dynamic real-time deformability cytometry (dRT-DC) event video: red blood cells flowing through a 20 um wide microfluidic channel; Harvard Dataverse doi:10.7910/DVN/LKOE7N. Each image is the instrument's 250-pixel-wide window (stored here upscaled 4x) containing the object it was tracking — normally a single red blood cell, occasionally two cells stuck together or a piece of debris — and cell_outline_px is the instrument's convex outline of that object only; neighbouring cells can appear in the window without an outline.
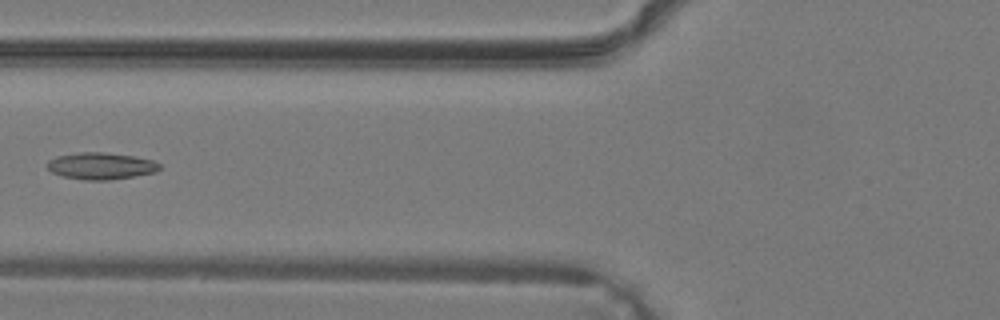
{"species": "common noctule bat (a hibernating species)", "species_latin": "Nyctalus noctula", "temperature_condition": "warm", "stored_images_in_passage": 35, "camera_frame_rate_fps": 3000, "um_per_image_px": 0.085, "animal": {"sex": "male", "body_mass_g": 19.2, "forearm_length_mm": 51.8}, "frame": {"image": 1, "passage_image": 12, "time_ms": 3.667, "image_size_px": [1000, 320], "cell_outline_px": [[160, 168], [156, 172], [108, 180], [84, 180], [64, 176], [52, 172], [48, 168], [48, 160], [56, 156], [80, 152], [104, 152], [132, 156], [152, 160], [160, 164]], "centroid_in_image_um": [8.57, 14.1], "position_along_channel_um": 117.2, "area_um2": 17.34}}
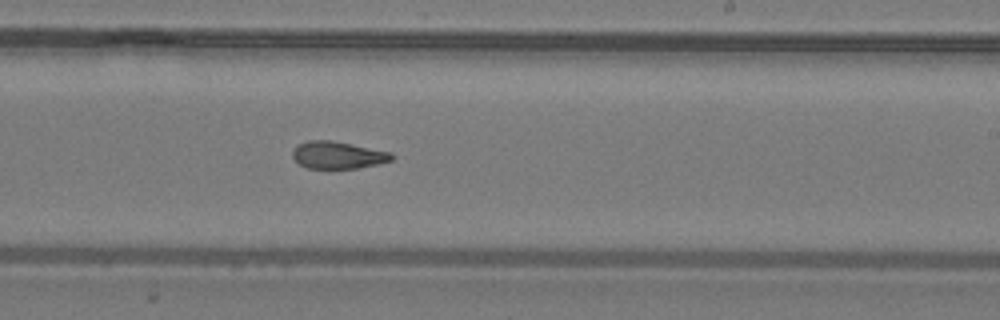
{"frame": {"image": 2, "passage_image": 20, "time_ms": 6.333, "image_size_px": [1000, 320], "cell_outline_px": [[396, 156], [392, 160], [376, 164], [356, 168], [308, 168], [300, 164], [292, 156], [292, 148], [296, 144], [308, 140], [332, 140], [392, 152]], "centroid_in_image_um": [28.71, 13.16], "position_along_channel_um": 260.3, "area_um2": 15.84}}
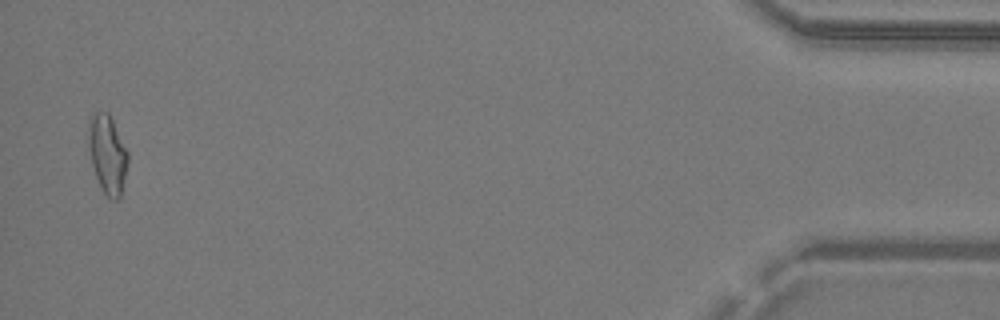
{"frame": {"image": 3, "passage_image": 34, "time_ms": 11.0, "image_size_px": [1000, 320], "cell_outline_px": [[128, 164], [120, 196], [116, 200], [108, 200], [100, 188], [92, 164], [88, 148], [88, 120], [96, 112], [108, 112], [128, 152]], "centroid_in_image_um": [9.12, 13.14], "position_along_channel_um": 426.1, "area_um2": 18.09}}